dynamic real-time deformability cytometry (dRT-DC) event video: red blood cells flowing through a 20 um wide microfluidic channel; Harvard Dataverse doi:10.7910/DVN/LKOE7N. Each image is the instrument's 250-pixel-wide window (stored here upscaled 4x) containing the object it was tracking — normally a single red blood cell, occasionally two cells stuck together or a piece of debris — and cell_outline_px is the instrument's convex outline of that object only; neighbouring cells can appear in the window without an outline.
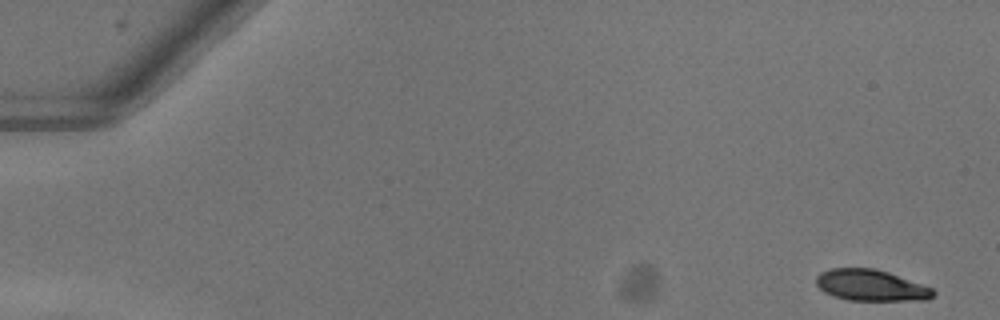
{"species": "common noctule bat (a hibernating species)", "species_latin": "Nyctalus noctula", "temperature_condition": "warm", "stored_images_in_passage": 51, "camera_frame_rate_fps": 3000, "um_per_image_px": 0.085, "animal": {"sex": "female"}, "frame": {"image": 1, "passage_image": 1, "time_ms": 0.0, "image_size_px": [1000, 320], "cell_outline_px": [[936, 292], [928, 300], [848, 300], [832, 296], [824, 292], [816, 284], [816, 276], [820, 272], [832, 268], [876, 268], [888, 272], [932, 288]], "centroid_in_image_um": [74.0, 24.25], "position_along_channel_um": 11.0, "area_um2": 21.27}}
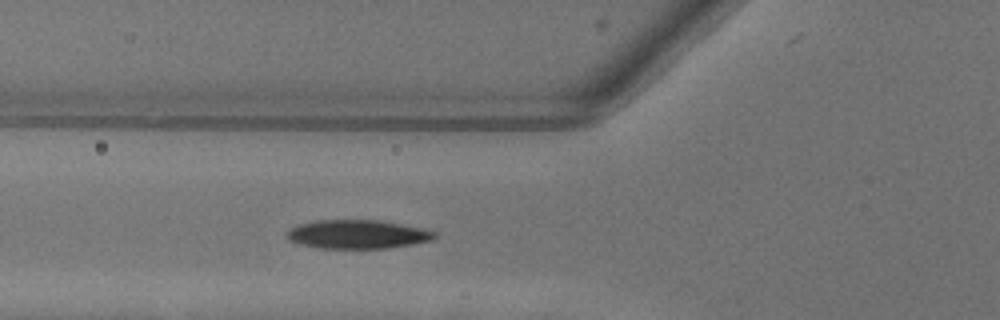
{"frame": {"image": 2, "passage_image": 19, "time_ms": 6.0, "image_size_px": [1000, 320], "cell_outline_px": [[436, 236], [432, 240], [412, 244], [388, 248], [320, 248], [296, 244], [288, 240], [284, 236], [296, 224], [316, 220], [380, 220], [424, 228], [436, 232]], "centroid_in_image_um": [30.35, 19.91], "position_along_channel_um": 95.4, "area_um2": 24.97}}
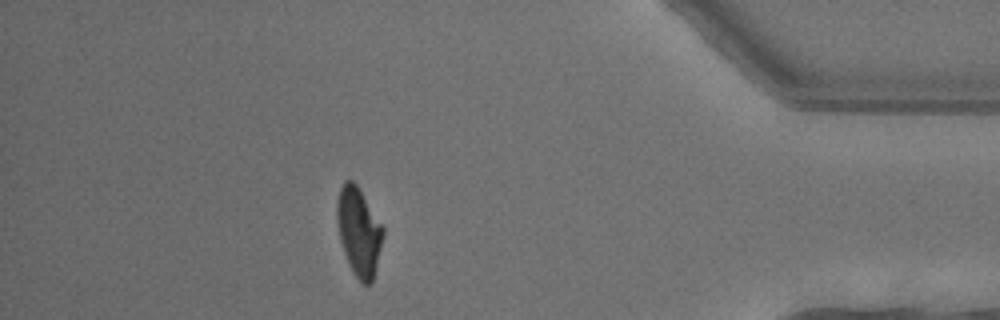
{"frame": {"image": 3, "passage_image": 45, "time_ms": 14.667, "image_size_px": [1000, 320], "cell_outline_px": [[384, 236], [372, 284], [364, 284], [352, 272], [348, 264], [340, 240], [336, 220], [336, 200], [340, 188], [344, 180], [352, 180], [356, 184], [384, 228]], "centroid_in_image_um": [30.49, 19.69], "position_along_channel_um": 404.7, "area_um2": 23.76}, "authors_computed_cell_mechanics": {"area_um2": 24.565, "velocity_mm_per_s": 4.0381, "shape_relaxation_time_tau1_ms": 3.3456, "shape_relaxation_time_tau2_ms": 2.4947, "deformation_change_tau1": 0.1577, "deformation_change_tau2": 0.0665}}